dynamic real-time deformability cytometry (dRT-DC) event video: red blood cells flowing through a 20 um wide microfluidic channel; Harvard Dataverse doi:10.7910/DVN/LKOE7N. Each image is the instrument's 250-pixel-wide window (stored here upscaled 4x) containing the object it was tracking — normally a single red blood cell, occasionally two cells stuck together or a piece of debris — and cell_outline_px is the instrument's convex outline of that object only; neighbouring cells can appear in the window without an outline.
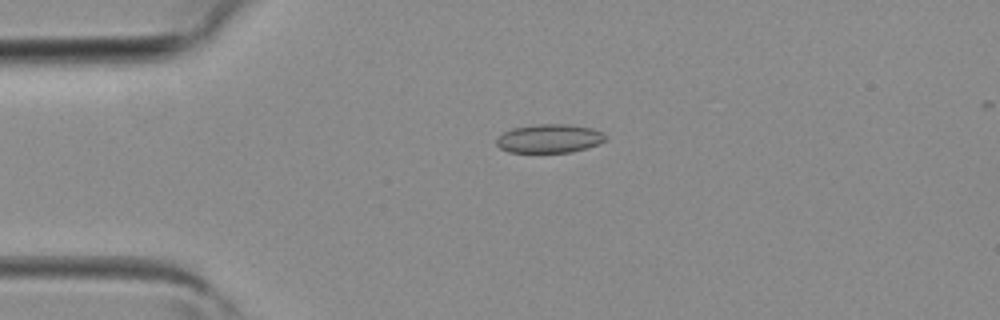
{"species": "common noctule bat (a hibernating species)", "species_latin": "Nyctalus noctula", "temperature_condition": "room temperature", "stored_images_in_passage": 3, "camera_frame_rate_fps": 3000, "um_per_image_px": 0.085, "animal": {"sex": "female", "body_mass_g": 19.3, "forearm_length_mm": 54.1}, "frame": {"image": 1, "passage_image": 3, "time_ms": 0.667, "image_size_px": [1000, 320], "cell_outline_px": [[608, 136], [600, 144], [588, 148], [572, 152], [508, 152], [500, 148], [496, 144], [496, 140], [504, 132], [512, 128], [540, 124], [568, 124], [592, 128], [604, 132]], "centroid_in_image_um": [46.75, 11.77], "position_along_channel_um": 38.3, "area_um2": 18.32}}